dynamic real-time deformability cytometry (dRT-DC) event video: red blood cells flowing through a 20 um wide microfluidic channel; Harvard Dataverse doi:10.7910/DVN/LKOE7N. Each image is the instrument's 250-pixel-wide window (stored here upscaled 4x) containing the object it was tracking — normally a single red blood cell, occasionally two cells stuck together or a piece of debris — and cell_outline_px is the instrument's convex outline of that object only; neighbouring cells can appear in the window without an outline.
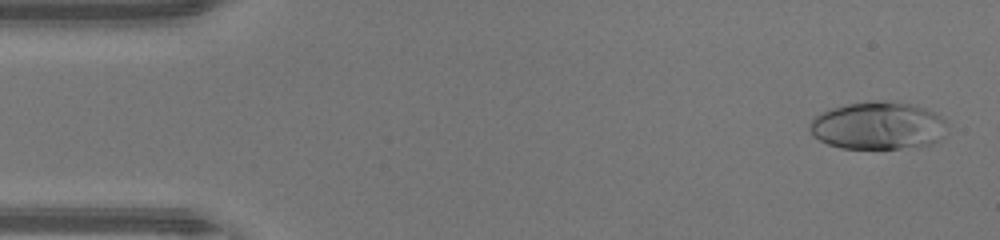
{"species": "human", "species_latin": "Homo sapiens", "temperature_condition": "warm", "stored_images_in_passage": 46, "camera_frame_rate_fps": 3000, "um_per_image_px": 0.085, "donor": {"sex": "male"}, "frame": {"image": 1, "passage_image": 2, "time_ms": 0.333, "image_size_px": [1000, 240], "cell_outline_px": [[948, 132], [940, 140], [932, 144], [900, 148], [840, 148], [828, 144], [812, 136], [812, 120], [816, 116], [832, 108], [848, 104], [872, 100], [880, 100], [912, 104], [936, 112], [944, 120]], "centroid_in_image_um": [74.69, 10.68], "position_along_channel_um": 10.3, "area_um2": 38.09}}
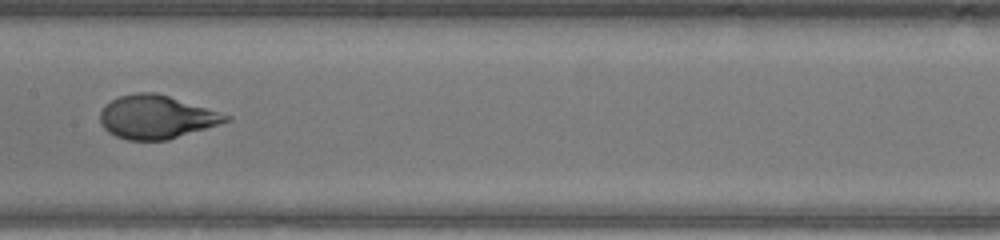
{"frame": {"image": 2, "passage_image": 23, "time_ms": 7.333, "image_size_px": [1000, 240], "cell_outline_px": [[232, 120], [168, 140], [128, 140], [116, 136], [108, 132], [104, 128], [100, 120], [100, 112], [104, 104], [120, 96], [136, 92], [156, 92], [232, 116]], "centroid_in_image_um": [13.28, 9.95], "position_along_channel_um": 194.1, "area_um2": 31.67}}
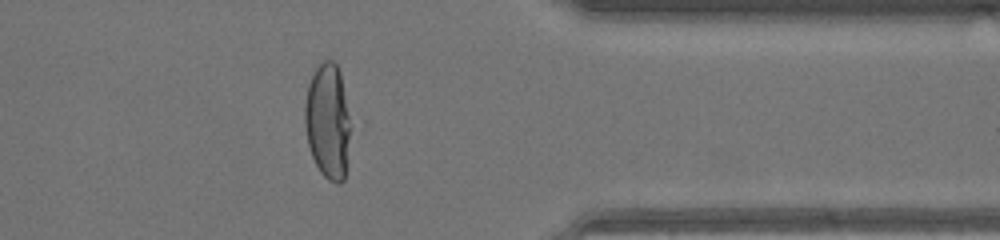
{"frame": {"image": 3, "passage_image": 37, "time_ms": 12.0, "image_size_px": [1000, 240], "cell_outline_px": [[348, 136], [344, 180], [340, 184], [336, 184], [328, 180], [320, 172], [312, 156], [308, 144], [304, 124], [304, 104], [308, 84], [316, 64], [324, 60], [332, 60], [336, 64], [340, 72], [348, 116]], "centroid_in_image_um": [27.8, 10.28], "position_along_channel_um": 383.6, "area_um2": 30.29}, "authors_computed_cell_mechanics": {"area_um2": 33.524, "velocity_mm_per_s": 4.3975, "shape_relaxation_time_tau1_ms": 4.95, "shape_relaxation_time_tau2_ms": null, "deformation_change_tau1": 0.2968, "deformation_change_tau2": null}}